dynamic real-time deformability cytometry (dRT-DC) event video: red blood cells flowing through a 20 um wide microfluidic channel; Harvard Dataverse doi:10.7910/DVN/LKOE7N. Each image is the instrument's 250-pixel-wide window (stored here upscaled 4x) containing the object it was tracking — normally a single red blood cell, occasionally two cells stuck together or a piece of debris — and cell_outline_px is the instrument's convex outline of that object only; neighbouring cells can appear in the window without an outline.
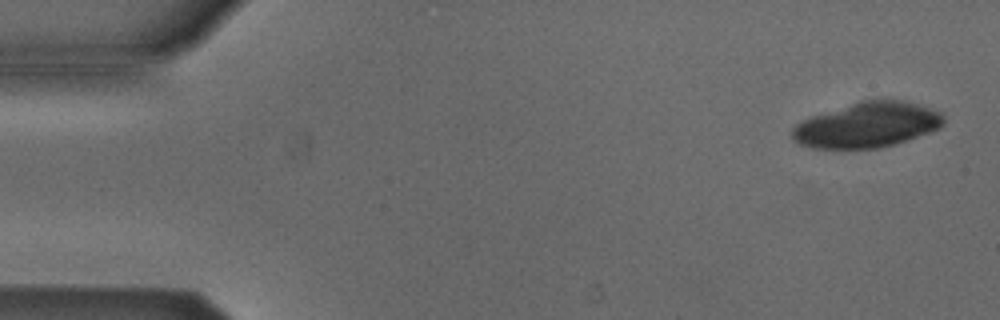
{"species": "Egyptian fruit bat (a non-hibernating species)", "species_latin": "Rousettus aegyptiacus", "temperature_condition": "cold", "stored_images_in_passage": 7, "camera_frame_rate_fps": 3000, "um_per_image_px": 0.085, "animal": {"sex": "male"}, "frame": {"image": 1, "passage_image": 1, "time_ms": 0.0, "image_size_px": [1000, 320], "cell_outline_px": [[944, 124], [940, 128], [892, 144], [876, 148], [812, 148], [800, 144], [792, 140], [792, 128], [796, 124], [812, 116], [860, 100], [880, 96], [904, 100], [940, 112], [944, 116]], "centroid_in_image_um": [73.7, 10.58], "position_along_channel_um": 11.3, "area_um2": 40.0}}
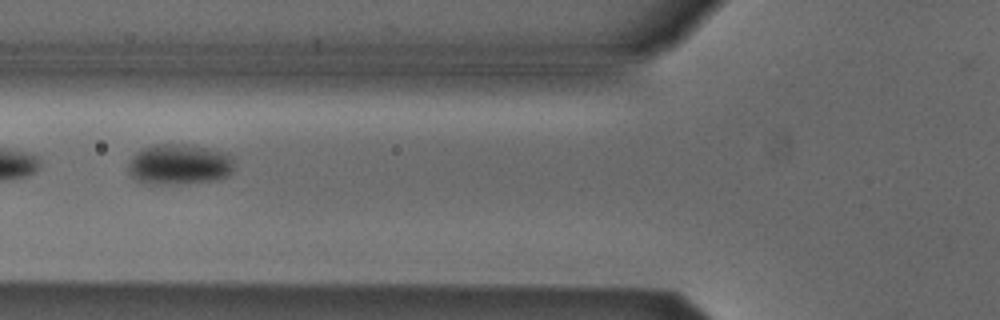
{"frame": {"image": 2, "passage_image": 6, "time_ms": 1.667, "image_size_px": [1000, 320], "cell_outline_px": [[236, 160], [232, 172], [228, 176], [216, 180], [172, 184], [144, 184], [136, 180], [128, 172], [128, 164], [132, 156], [136, 152], [152, 144], [188, 144], [208, 148], [224, 152], [232, 156]], "centroid_in_image_um": [15.25, 13.97], "position_along_channel_um": 110.6, "area_um2": 25.49}}
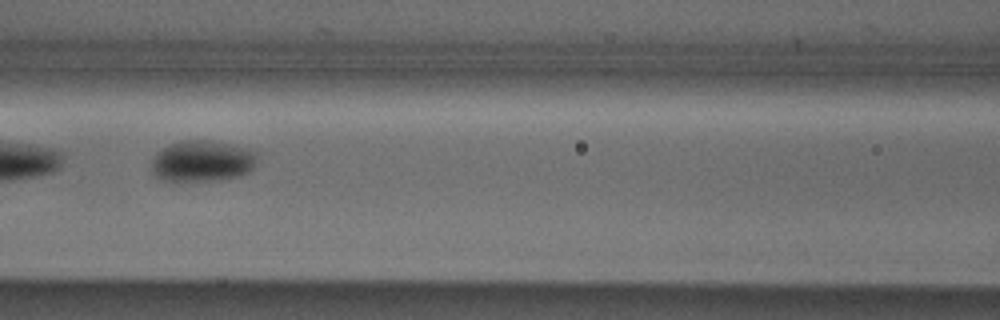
{"frame": {"image": 3, "passage_image": 7, "time_ms": 2.0, "image_size_px": [1000, 320], "cell_outline_px": [[256, 164], [248, 172], [240, 176], [220, 180], [164, 180], [156, 176], [152, 172], [152, 160], [156, 152], [168, 144], [180, 140], [208, 140], [232, 144], [256, 152]], "centroid_in_image_um": [17.18, 13.67], "position_along_channel_um": 149.4, "area_um2": 25.37}}